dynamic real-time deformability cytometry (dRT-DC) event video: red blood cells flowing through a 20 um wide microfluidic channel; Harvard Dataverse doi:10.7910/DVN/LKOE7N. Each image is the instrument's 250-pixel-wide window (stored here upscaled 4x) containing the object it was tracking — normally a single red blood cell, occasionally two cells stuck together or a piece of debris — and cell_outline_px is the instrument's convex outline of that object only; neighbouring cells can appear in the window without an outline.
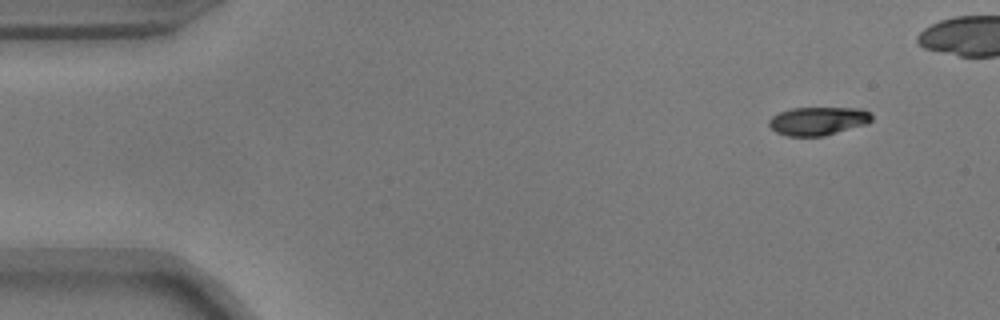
{"species": "common noctule bat (a hibernating species)", "species_latin": "Nyctalus noctula", "temperature_condition": "warm", "stored_images_in_passage": 24, "camera_frame_rate_fps": 3000, "um_per_image_px": 0.085, "animal": {"sex": "male", "body_mass_g": 17.9}, "frame": {"image": 1, "passage_image": 5, "time_ms": 1.333, "image_size_px": [1000, 320], "cell_outline_px": [[868, 120], [828, 132], [788, 132], [796, 112], [820, 108], [864, 112], [868, 116]], "centroid_in_image_um": [70.14, 10.21], "position_along_channel_um": 14.9, "area_um2": 10.17}}